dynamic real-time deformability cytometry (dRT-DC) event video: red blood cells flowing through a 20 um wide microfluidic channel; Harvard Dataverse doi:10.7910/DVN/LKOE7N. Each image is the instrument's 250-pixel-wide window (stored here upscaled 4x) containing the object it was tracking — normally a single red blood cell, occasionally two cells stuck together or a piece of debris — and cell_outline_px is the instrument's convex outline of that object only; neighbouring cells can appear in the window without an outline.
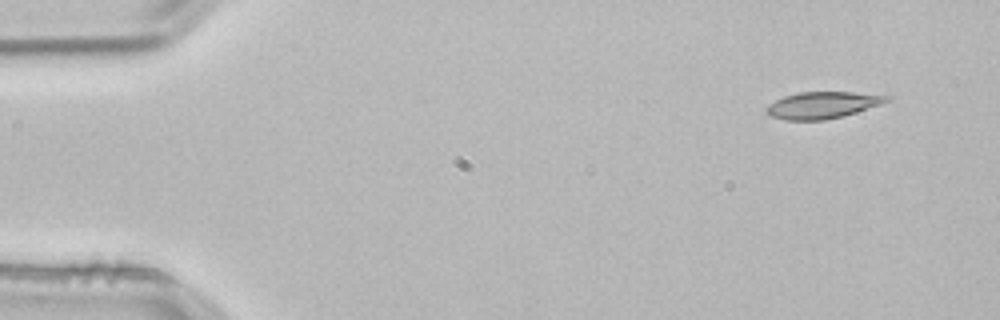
{"species": "common noctule bat (a hibernating species)", "species_latin": "Nyctalus noctula", "temperature_condition": "room temperature", "stored_images_in_passage": 3, "camera_frame_rate_fps": 3000, "um_per_image_px": 0.085, "animal": {"sex": "male", "body_mass_g": 21.5, "forearm_length_mm": 52.0}, "frame": {"image": 1, "passage_image": 1, "time_ms": 0.0, "image_size_px": [1000, 320], "cell_outline_px": [[892, 96], [888, 100], [880, 104], [844, 116], [824, 120], [784, 120], [768, 116], [764, 108], [768, 104], [784, 96], [800, 92], [852, 92]], "centroid_in_image_um": [69.85, 8.94], "position_along_channel_um": 15.2, "area_um2": 18.73}}
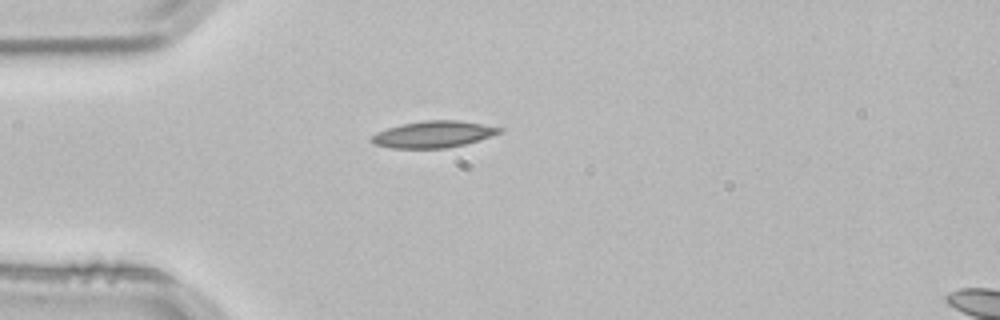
{"frame": {"image": 2, "passage_image": 3, "time_ms": 0.667, "image_size_px": [1000, 320], "cell_outline_px": [[504, 132], [464, 144], [444, 148], [392, 148], [372, 144], [368, 140], [376, 132], [388, 128], [404, 124], [424, 120], [456, 120], [504, 128]], "centroid_in_image_um": [36.81, 11.42], "position_along_channel_um": 48.2, "area_um2": 19.71}}